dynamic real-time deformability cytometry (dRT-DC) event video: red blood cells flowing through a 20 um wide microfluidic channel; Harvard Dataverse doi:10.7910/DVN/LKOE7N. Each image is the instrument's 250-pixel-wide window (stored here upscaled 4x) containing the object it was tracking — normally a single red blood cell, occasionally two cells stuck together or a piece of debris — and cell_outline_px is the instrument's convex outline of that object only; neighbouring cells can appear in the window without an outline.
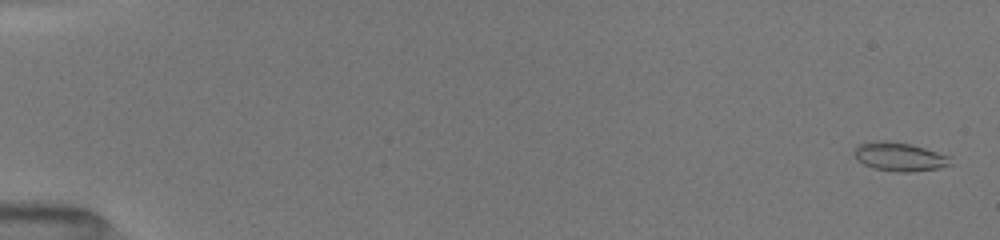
{"species": "common noctule bat (a hibernating species)", "species_latin": "Nyctalus noctula", "temperature_condition": "room temperature", "stored_images_in_passage": 52, "camera_frame_rate_fps": 3000, "um_per_image_px": 0.085, "animal": {"sex": "female", "body_mass_g": 19.5, "forearm_length_mm": 54.1}, "frame": {"image": 1, "passage_image": 2, "time_ms": 0.333, "image_size_px": [1000, 240], "cell_outline_px": [[952, 164], [940, 168], [912, 172], [896, 172], [872, 168], [864, 164], [852, 152], [852, 148], [856, 144], [884, 140], [908, 144], [924, 148], [952, 156]], "centroid_in_image_um": [76.47, 13.33], "position_along_channel_um": 8.5, "area_um2": 16.24}}
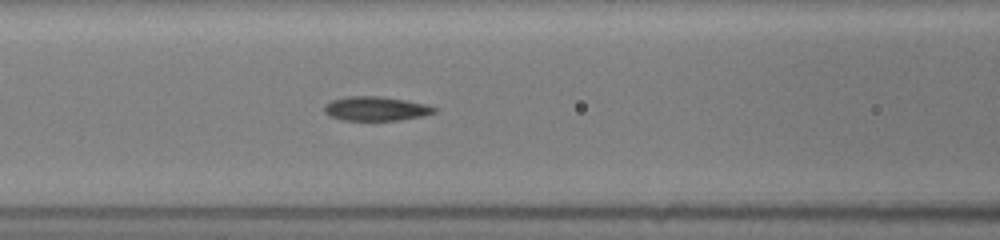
{"frame": {"image": 2, "passage_image": 24, "time_ms": 7.667, "image_size_px": [1000, 240], "cell_outline_px": [[436, 112], [424, 116], [400, 120], [344, 120], [328, 116], [324, 112], [324, 104], [332, 100], [348, 96], [380, 96], [428, 104], [436, 108]], "centroid_in_image_um": [31.94, 9.24], "position_along_channel_um": 134.7, "area_um2": 15.61}}
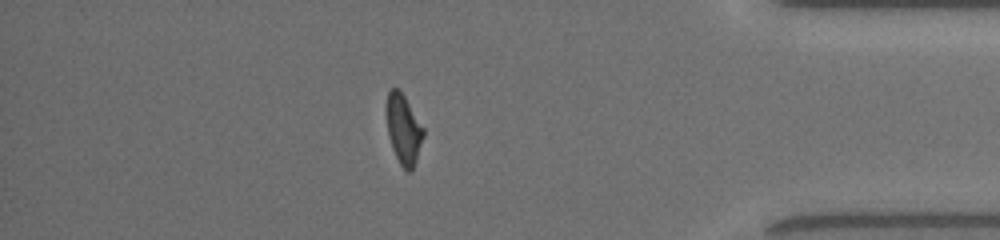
{"frame": {"image": 3, "passage_image": 46, "time_ms": 15.0, "image_size_px": [1000, 240], "cell_outline_px": [[424, 136], [416, 160], [412, 168], [408, 172], [400, 164], [392, 148], [388, 132], [388, 92], [392, 88], [396, 88], [404, 96], [424, 128]], "centroid_in_image_um": [34.33, 11.02], "position_along_channel_um": 400.9, "area_um2": 14.33}, "authors_computed_cell_mechanics": {"area_um2": 15.6638, "velocity_mm_per_s": 4.0408, "shape_relaxation_time_tau1_ms": 6.5281, "shape_relaxation_time_tau2_ms": 1.6621, "deformation_change_tau1": 0.1882, "deformation_change_tau2": 0.0828}}